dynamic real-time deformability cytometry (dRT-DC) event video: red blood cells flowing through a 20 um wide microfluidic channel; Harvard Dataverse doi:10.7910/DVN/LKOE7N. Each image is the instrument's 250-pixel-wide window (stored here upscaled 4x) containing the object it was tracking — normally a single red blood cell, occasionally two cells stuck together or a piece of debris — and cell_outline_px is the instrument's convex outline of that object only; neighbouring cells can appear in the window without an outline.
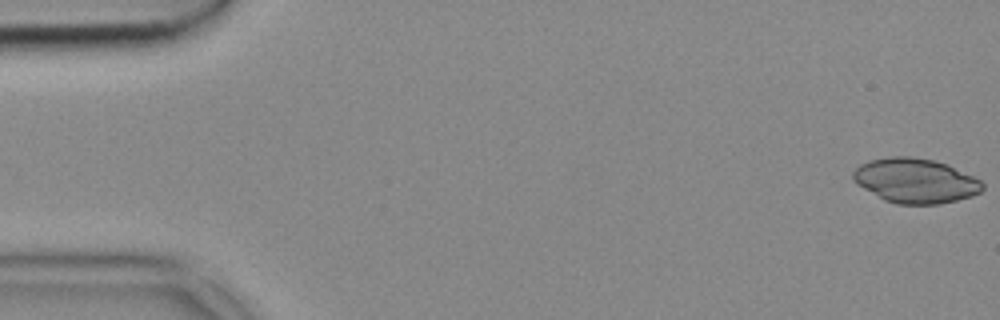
{"species": "common noctule bat (a hibernating species)", "species_latin": "Nyctalus noctula", "temperature_condition": "cold", "stored_images_in_passage": 15, "camera_frame_rate_fps": 3000, "um_per_image_px": 0.085, "animal": {"sex": "female", "body_mass_g": 18.4}, "frame": {"image": 1, "passage_image": 1, "time_ms": 0.0, "image_size_px": [1000, 320], "cell_outline_px": [[984, 188], [980, 192], [972, 196], [940, 204], [896, 204], [884, 200], [856, 184], [852, 180], [852, 172], [860, 164], [872, 160], [888, 156], [912, 156], [932, 160], [948, 164], [980, 180], [984, 184]], "centroid_in_image_um": [77.79, 15.36], "position_along_channel_um": 7.2, "area_um2": 33.76}}